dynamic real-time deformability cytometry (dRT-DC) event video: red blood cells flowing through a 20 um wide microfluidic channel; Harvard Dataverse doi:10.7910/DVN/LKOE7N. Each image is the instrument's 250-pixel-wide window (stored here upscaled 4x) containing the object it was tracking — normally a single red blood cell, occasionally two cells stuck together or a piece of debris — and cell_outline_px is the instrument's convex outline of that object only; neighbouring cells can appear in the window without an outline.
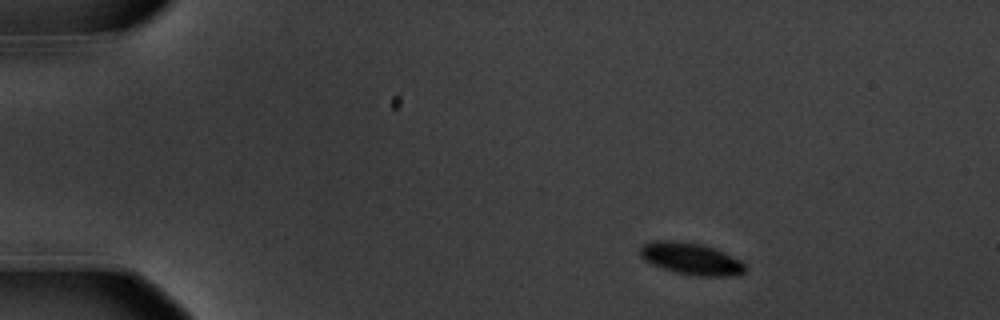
{"species": "common noctule bat (a hibernating species)", "species_latin": "Nyctalus noctula", "temperature_condition": "warm", "stored_images_in_passage": 11, "camera_frame_rate_fps": 3000, "um_per_image_px": 0.085, "animal": {"sex": "male", "body_mass_g": 20.1, "forearm_length_mm": 53.5}, "frame": {"image": 1, "passage_image": 1, "time_ms": 0.0, "image_size_px": [1000, 320], "cell_outline_px": [[748, 268], [744, 272], [736, 276], [696, 276], [676, 272], [652, 264], [644, 260], [640, 256], [640, 248], [644, 244], [652, 240], [672, 240], [704, 244], [724, 252], [740, 260]], "centroid_in_image_um": [58.76, 21.98], "position_along_channel_um": 26.2, "area_um2": 19.65}}